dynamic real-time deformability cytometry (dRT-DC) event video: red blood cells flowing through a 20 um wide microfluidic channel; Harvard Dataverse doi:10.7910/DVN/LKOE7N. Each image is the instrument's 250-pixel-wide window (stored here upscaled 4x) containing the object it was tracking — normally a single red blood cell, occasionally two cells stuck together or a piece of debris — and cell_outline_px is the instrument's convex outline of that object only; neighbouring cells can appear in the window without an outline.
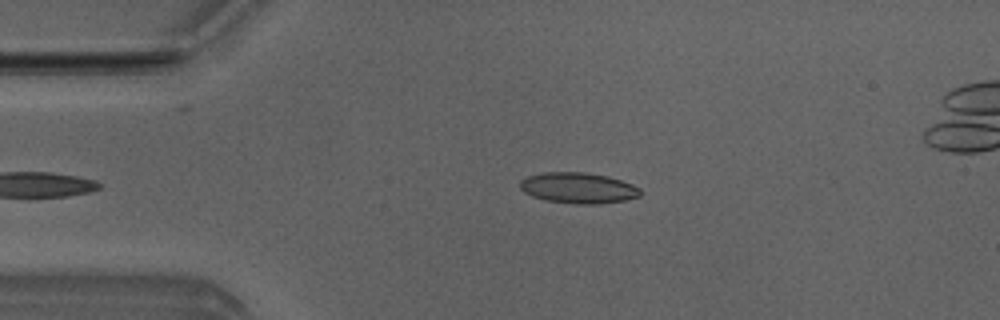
{"species": "Egyptian fruit bat (a non-hibernating species)", "species_latin": "Rousettus aegyptiacus", "temperature_condition": "room temperature", "stored_images_in_passage": 40, "camera_frame_rate_fps": 3000, "um_per_image_px": 0.085, "animal": {"sex": "male"}, "frame": {"image": 1, "passage_image": 4, "time_ms": 1.0, "image_size_px": [1000, 320], "cell_outline_px": [[644, 192], [640, 196], [624, 200], [596, 204], [576, 204], [544, 200], [532, 196], [524, 192], [520, 188], [520, 180], [528, 176], [544, 172], [584, 172], [608, 176], [632, 184], [640, 188]], "centroid_in_image_um": [49.16, 15.97], "position_along_channel_um": 35.8, "area_um2": 21.68}}
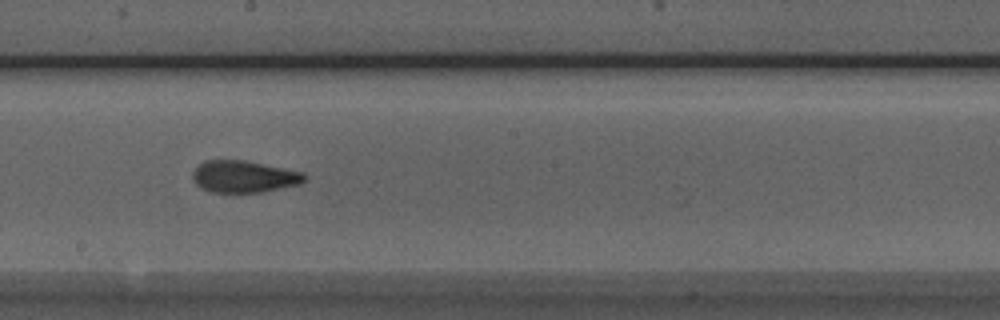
{"frame": {"image": 2, "passage_image": 21, "time_ms": 6.667, "image_size_px": [1000, 320], "cell_outline_px": [[308, 176], [300, 184], [260, 192], [212, 192], [200, 188], [192, 180], [192, 172], [204, 160], [244, 160], [304, 172]], "centroid_in_image_um": [20.72, 15.0], "position_along_channel_um": 227.5, "area_um2": 20.81}}
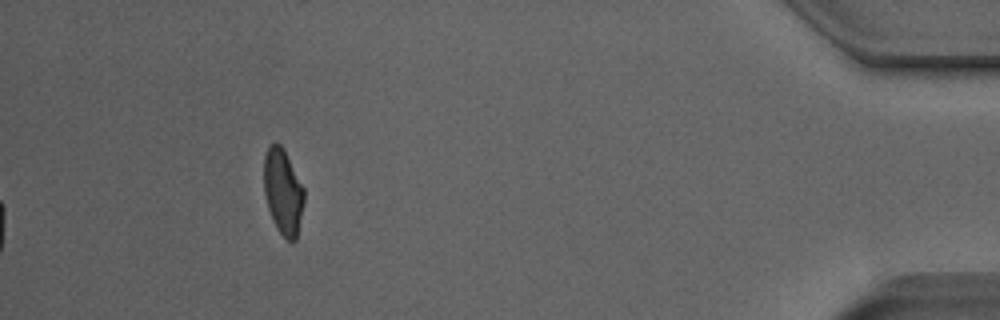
{"frame": {"image": 3, "passage_image": 40, "time_ms": 13.0, "image_size_px": [1000, 320], "cell_outline_px": [[304, 204], [296, 240], [292, 244], [284, 240], [276, 228], [272, 220], [268, 208], [264, 192], [264, 156], [268, 144], [276, 140], [284, 148], [304, 188]], "centroid_in_image_um": [24.05, 16.3], "position_along_channel_um": 411.1, "area_um2": 20.63}, "authors_computed_cell_mechanics": {"area_um2": 20.6057, "velocity_mm_per_s": 3.9508, "shape_relaxation_time_tau1_ms": 10.1481, "shape_relaxation_time_tau2_ms": 1.5073, "deformation_change_tau1": 0.2373, "deformation_change_tau2": 0.0674}}